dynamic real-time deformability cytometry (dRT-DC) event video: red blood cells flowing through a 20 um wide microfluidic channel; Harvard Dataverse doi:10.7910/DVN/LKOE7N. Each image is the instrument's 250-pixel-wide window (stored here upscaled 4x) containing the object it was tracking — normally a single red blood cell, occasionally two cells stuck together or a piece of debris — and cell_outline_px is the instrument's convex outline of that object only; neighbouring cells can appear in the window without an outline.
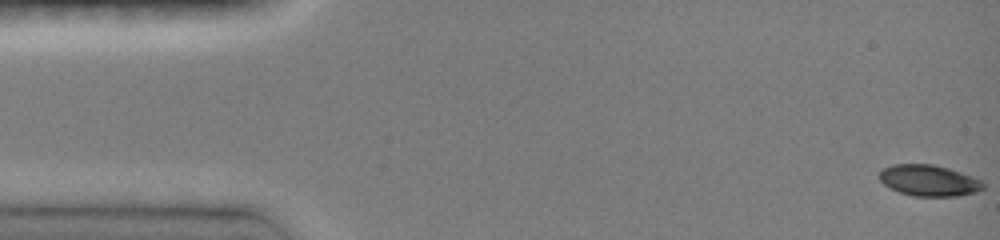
{"species": "common noctule bat (a hibernating species)", "species_latin": "Nyctalus noctula", "temperature_condition": "room temperature", "stored_images_in_passage": 47, "camera_frame_rate_fps": 3000, "um_per_image_px": 0.085, "animal": {"sex": "female", "body_mass_g": 19.0, "forearm_length_mm": 51.5}, "frame": {"image": 1, "passage_image": 1, "time_ms": 0.0, "image_size_px": [1000, 240], "cell_outline_px": [[984, 188], [980, 192], [956, 196], [912, 196], [900, 192], [884, 184], [876, 176], [884, 168], [892, 164], [932, 164], [948, 168], [984, 180]], "centroid_in_image_um": [78.99, 15.34], "position_along_channel_um": 6.0, "area_um2": 19.02}}
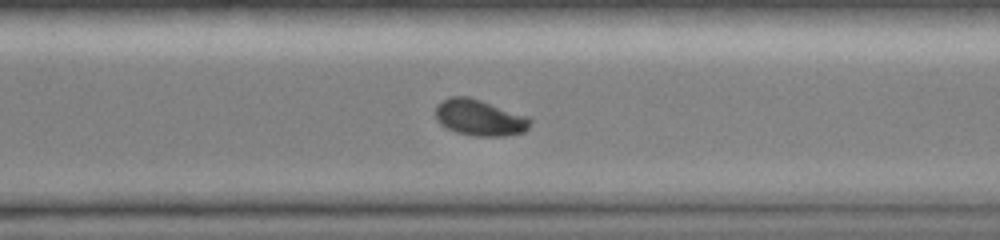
{"frame": {"image": 2, "passage_image": 34, "time_ms": 11.0, "image_size_px": [1000, 240], "cell_outline_px": [[532, 120], [528, 128], [524, 132], [508, 136], [476, 136], [456, 132], [440, 124], [436, 120], [436, 104], [440, 100], [448, 96], [468, 96], [528, 116]], "centroid_in_image_um": [40.75, 9.99], "position_along_channel_um": 329.9, "area_um2": 20.11}}
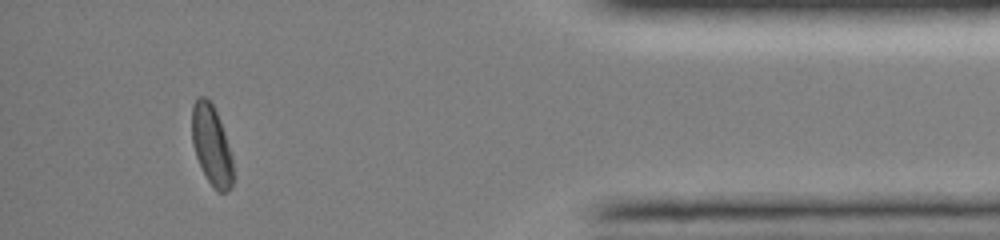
{"frame": {"image": 3, "passage_image": 43, "time_ms": 14.0, "image_size_px": [1000, 240], "cell_outline_px": [[232, 184], [228, 192], [216, 192], [208, 180], [196, 156], [192, 144], [192, 104], [196, 96], [204, 96], [212, 104], [220, 120], [232, 156]], "centroid_in_image_um": [17.96, 12.33], "position_along_channel_um": 417.2, "area_um2": 19.07}, "authors_computed_cell_mechanics": {"area_um2": 20.1144, "velocity_mm_per_s": 4.1038, "shape_relaxation_time_tau1_ms": 3.7269, "shape_relaxation_time_tau2_ms": null, "deformation_change_tau1": 0.1413, "deformation_change_tau2": null}}